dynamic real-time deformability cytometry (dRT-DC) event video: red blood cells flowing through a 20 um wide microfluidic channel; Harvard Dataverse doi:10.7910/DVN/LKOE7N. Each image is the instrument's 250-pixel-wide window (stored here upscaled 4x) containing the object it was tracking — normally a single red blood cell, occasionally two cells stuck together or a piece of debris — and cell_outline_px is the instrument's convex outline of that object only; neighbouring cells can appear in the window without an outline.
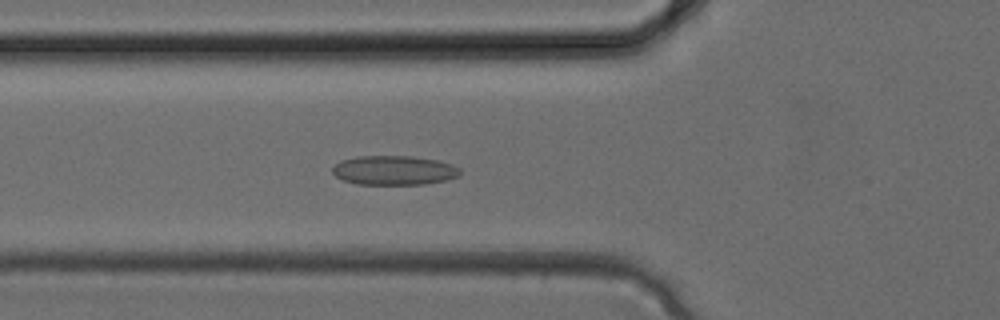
{"species": "common noctule bat (a hibernating species)", "species_latin": "Nyctalus noctula", "temperature_condition": "cold", "stored_images_in_passage": 33, "camera_frame_rate_fps": 3000, "um_per_image_px": 0.085, "animal": {"sex": "female", "body_mass_g": 24.6, "forearm_length_mm": 56.2}, "frame": {"image": 1, "passage_image": 11, "time_ms": 3.333, "image_size_px": [1000, 320], "cell_outline_px": [[460, 176], [444, 180], [424, 184], [356, 184], [344, 180], [336, 176], [332, 172], [332, 168], [340, 160], [356, 156], [412, 156], [436, 160], [452, 164], [460, 168]], "centroid_in_image_um": [33.48, 14.47], "position_along_channel_um": 92.3, "area_um2": 21.79}}
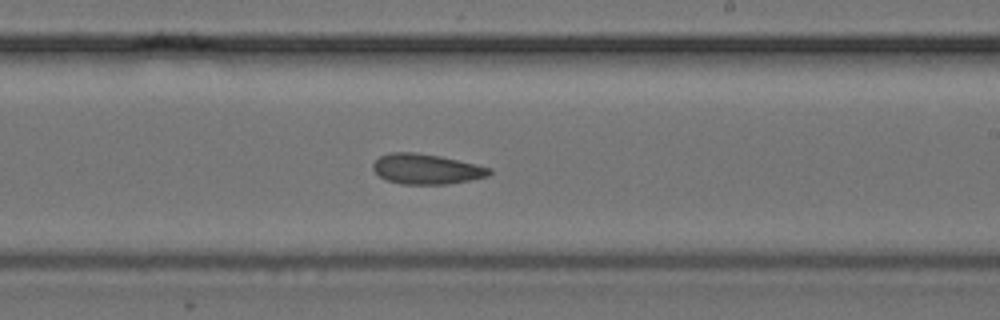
{"frame": {"image": 2, "passage_image": 19, "time_ms": 6.0, "image_size_px": [1000, 320], "cell_outline_px": [[492, 172], [488, 176], [468, 180], [444, 184], [400, 184], [384, 180], [372, 168], [372, 164], [380, 156], [392, 152], [416, 152], [440, 156], [476, 164], [492, 168]], "centroid_in_image_um": [36.22, 14.36], "position_along_channel_um": 252.8, "area_um2": 20.46}}
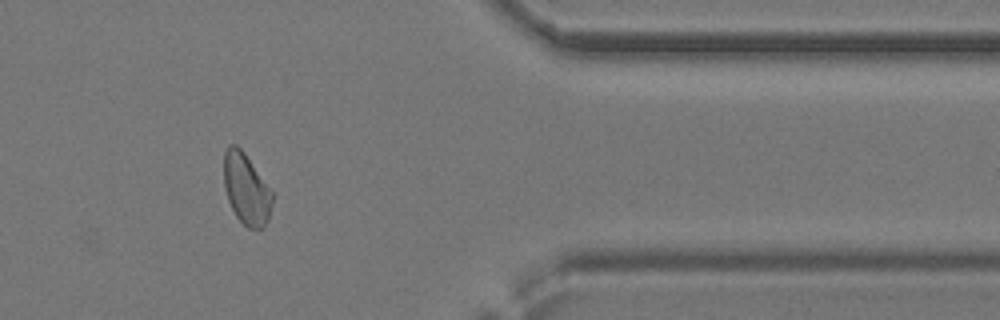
{"frame": {"image": 3, "passage_image": 27, "time_ms": 8.667, "image_size_px": [1000, 320], "cell_outline_px": [[272, 204], [268, 220], [264, 228], [248, 228], [236, 216], [228, 200], [224, 184], [224, 152], [228, 144], [236, 144], [244, 152], [272, 192]], "centroid_in_image_um": [20.92, 16.06], "position_along_channel_um": 390.5, "area_um2": 19.83}}